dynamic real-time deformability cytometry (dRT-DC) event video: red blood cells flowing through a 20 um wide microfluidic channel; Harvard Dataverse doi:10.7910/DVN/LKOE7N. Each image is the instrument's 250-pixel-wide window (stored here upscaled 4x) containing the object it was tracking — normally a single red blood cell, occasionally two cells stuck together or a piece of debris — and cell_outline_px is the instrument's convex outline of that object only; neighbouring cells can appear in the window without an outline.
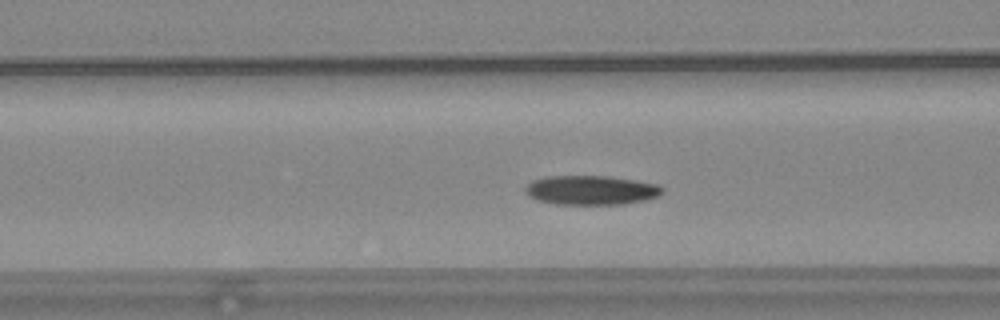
{"species": "common noctule bat (a hibernating species)", "species_latin": "Nyctalus noctula", "temperature_condition": "warm", "stored_images_in_passage": 55, "camera_frame_rate_fps": 3000, "um_per_image_px": 0.085, "animal": {"sex": "female", "body_mass_g": 24.6, "forearm_length_mm": 56.2}, "frame": {"image": 1, "passage_image": 20, "time_ms": 6.333, "image_size_px": [1000, 320], "cell_outline_px": [[664, 192], [660, 196], [648, 200], [624, 204], [556, 204], [540, 200], [524, 192], [524, 188], [532, 180], [548, 176], [608, 176], [636, 180], [660, 184], [664, 188]], "centroid_in_image_um": [50.33, 16.16], "position_along_channel_um": 116.3, "area_um2": 23.58}}
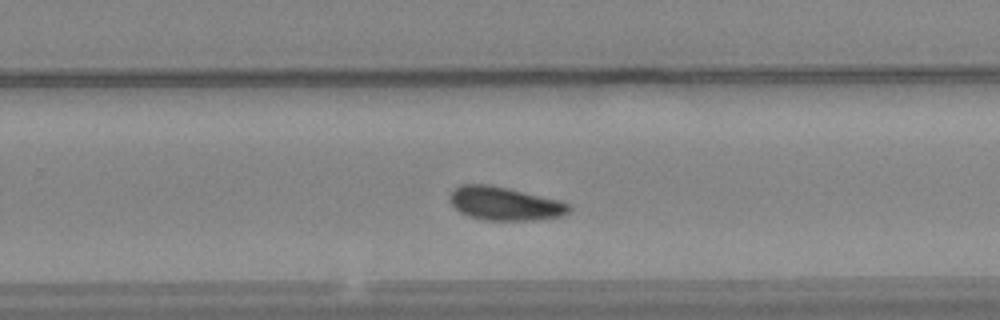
{"frame": {"image": 2, "passage_image": 34, "time_ms": 11.0, "image_size_px": [1000, 320], "cell_outline_px": [[572, 208], [568, 212], [560, 216], [536, 220], [480, 220], [468, 216], [460, 212], [448, 200], [448, 196], [452, 188], [460, 184], [488, 184], [508, 188], [560, 200], [568, 204]], "centroid_in_image_um": [42.84, 17.3], "position_along_channel_um": 287.0, "area_um2": 23.47}}
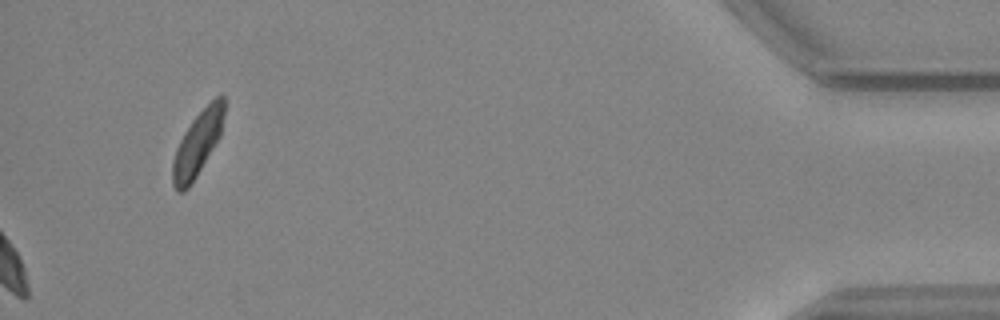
{"frame": {"image": 3, "passage_image": 55, "time_ms": 18.0, "image_size_px": [1000, 320], "cell_outline_px": [[224, 116], [220, 136], [196, 176], [188, 188], [184, 192], [176, 192], [172, 184], [172, 160], [176, 148], [184, 132], [192, 120], [216, 96], [224, 96]], "centroid_in_image_um": [16.76, 12.24], "position_along_channel_um": 418.4, "area_um2": 19.13}, "authors_computed_cell_mechanics": {"area_um2": 22.4264, "velocity_mm_per_s": 3.6591, "shape_relaxation_time_tau1_ms": 4.3472, "shape_relaxation_time_tau2_ms": null, "deformation_change_tau1": 0.1222, "deformation_change_tau2": null}}